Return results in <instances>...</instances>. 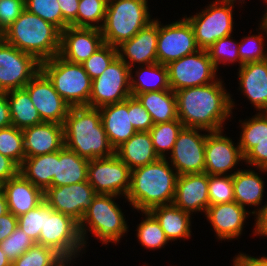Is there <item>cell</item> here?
Returning a JSON list of instances; mask_svg holds the SVG:
<instances>
[{
	"instance_id": "obj_34",
	"label": "cell",
	"mask_w": 267,
	"mask_h": 266,
	"mask_svg": "<svg viewBox=\"0 0 267 266\" xmlns=\"http://www.w3.org/2000/svg\"><path fill=\"white\" fill-rule=\"evenodd\" d=\"M12 125L24 129L42 123L38 110L25 88L7 91Z\"/></svg>"
},
{
	"instance_id": "obj_52",
	"label": "cell",
	"mask_w": 267,
	"mask_h": 266,
	"mask_svg": "<svg viewBox=\"0 0 267 266\" xmlns=\"http://www.w3.org/2000/svg\"><path fill=\"white\" fill-rule=\"evenodd\" d=\"M19 173V166L9 157L0 154V185Z\"/></svg>"
},
{
	"instance_id": "obj_41",
	"label": "cell",
	"mask_w": 267,
	"mask_h": 266,
	"mask_svg": "<svg viewBox=\"0 0 267 266\" xmlns=\"http://www.w3.org/2000/svg\"><path fill=\"white\" fill-rule=\"evenodd\" d=\"M233 174L208 175L209 206L234 201Z\"/></svg>"
},
{
	"instance_id": "obj_8",
	"label": "cell",
	"mask_w": 267,
	"mask_h": 266,
	"mask_svg": "<svg viewBox=\"0 0 267 266\" xmlns=\"http://www.w3.org/2000/svg\"><path fill=\"white\" fill-rule=\"evenodd\" d=\"M39 245L55 250L62 257L76 258L86 247L80 236L79 223L72 217L55 211L45 201L44 230L40 231Z\"/></svg>"
},
{
	"instance_id": "obj_28",
	"label": "cell",
	"mask_w": 267,
	"mask_h": 266,
	"mask_svg": "<svg viewBox=\"0 0 267 266\" xmlns=\"http://www.w3.org/2000/svg\"><path fill=\"white\" fill-rule=\"evenodd\" d=\"M89 160L65 146L58 151L52 186H64L87 181Z\"/></svg>"
},
{
	"instance_id": "obj_25",
	"label": "cell",
	"mask_w": 267,
	"mask_h": 266,
	"mask_svg": "<svg viewBox=\"0 0 267 266\" xmlns=\"http://www.w3.org/2000/svg\"><path fill=\"white\" fill-rule=\"evenodd\" d=\"M239 90L257 111L267 112V59L239 67Z\"/></svg>"
},
{
	"instance_id": "obj_11",
	"label": "cell",
	"mask_w": 267,
	"mask_h": 266,
	"mask_svg": "<svg viewBox=\"0 0 267 266\" xmlns=\"http://www.w3.org/2000/svg\"><path fill=\"white\" fill-rule=\"evenodd\" d=\"M167 68L169 85L173 92L218 80L217 69L204 49L170 62Z\"/></svg>"
},
{
	"instance_id": "obj_43",
	"label": "cell",
	"mask_w": 267,
	"mask_h": 266,
	"mask_svg": "<svg viewBox=\"0 0 267 266\" xmlns=\"http://www.w3.org/2000/svg\"><path fill=\"white\" fill-rule=\"evenodd\" d=\"M231 35L223 37L212 44L206 51L208 52L209 58L213 62L216 69L219 64L225 65V63L238 62L241 67V60L238 53V42L232 40Z\"/></svg>"
},
{
	"instance_id": "obj_56",
	"label": "cell",
	"mask_w": 267,
	"mask_h": 266,
	"mask_svg": "<svg viewBox=\"0 0 267 266\" xmlns=\"http://www.w3.org/2000/svg\"><path fill=\"white\" fill-rule=\"evenodd\" d=\"M233 266H267V256L256 258L239 253L233 260Z\"/></svg>"
},
{
	"instance_id": "obj_24",
	"label": "cell",
	"mask_w": 267,
	"mask_h": 266,
	"mask_svg": "<svg viewBox=\"0 0 267 266\" xmlns=\"http://www.w3.org/2000/svg\"><path fill=\"white\" fill-rule=\"evenodd\" d=\"M8 211L19 217L44 201V191L33 185L20 172L1 185Z\"/></svg>"
},
{
	"instance_id": "obj_31",
	"label": "cell",
	"mask_w": 267,
	"mask_h": 266,
	"mask_svg": "<svg viewBox=\"0 0 267 266\" xmlns=\"http://www.w3.org/2000/svg\"><path fill=\"white\" fill-rule=\"evenodd\" d=\"M58 151L44 155L24 158L19 172L33 185L43 191L52 187V180L55 176Z\"/></svg>"
},
{
	"instance_id": "obj_36",
	"label": "cell",
	"mask_w": 267,
	"mask_h": 266,
	"mask_svg": "<svg viewBox=\"0 0 267 266\" xmlns=\"http://www.w3.org/2000/svg\"><path fill=\"white\" fill-rule=\"evenodd\" d=\"M183 127L184 125L178 119L153 125L149 133L159 158H166L165 152L167 151L172 152L178 134Z\"/></svg>"
},
{
	"instance_id": "obj_20",
	"label": "cell",
	"mask_w": 267,
	"mask_h": 266,
	"mask_svg": "<svg viewBox=\"0 0 267 266\" xmlns=\"http://www.w3.org/2000/svg\"><path fill=\"white\" fill-rule=\"evenodd\" d=\"M157 39L158 18L117 47L118 56L128 65L130 72L136 63L145 66L157 63Z\"/></svg>"
},
{
	"instance_id": "obj_44",
	"label": "cell",
	"mask_w": 267,
	"mask_h": 266,
	"mask_svg": "<svg viewBox=\"0 0 267 266\" xmlns=\"http://www.w3.org/2000/svg\"><path fill=\"white\" fill-rule=\"evenodd\" d=\"M118 56V50L108 44H104L87 60L82 63L84 70L93 80L100 76L108 67V65Z\"/></svg>"
},
{
	"instance_id": "obj_6",
	"label": "cell",
	"mask_w": 267,
	"mask_h": 266,
	"mask_svg": "<svg viewBox=\"0 0 267 266\" xmlns=\"http://www.w3.org/2000/svg\"><path fill=\"white\" fill-rule=\"evenodd\" d=\"M117 195L97 194L79 223V232L84 246L88 231L102 244L118 243L128 231L125 215L114 201ZM114 198V199H113ZM89 229V230H88Z\"/></svg>"
},
{
	"instance_id": "obj_51",
	"label": "cell",
	"mask_w": 267,
	"mask_h": 266,
	"mask_svg": "<svg viewBox=\"0 0 267 266\" xmlns=\"http://www.w3.org/2000/svg\"><path fill=\"white\" fill-rule=\"evenodd\" d=\"M64 21L73 27H77V12L80 0H57Z\"/></svg>"
},
{
	"instance_id": "obj_26",
	"label": "cell",
	"mask_w": 267,
	"mask_h": 266,
	"mask_svg": "<svg viewBox=\"0 0 267 266\" xmlns=\"http://www.w3.org/2000/svg\"><path fill=\"white\" fill-rule=\"evenodd\" d=\"M99 111L104 130L114 150L137 132L128 113V98L122 102L102 106Z\"/></svg>"
},
{
	"instance_id": "obj_50",
	"label": "cell",
	"mask_w": 267,
	"mask_h": 266,
	"mask_svg": "<svg viewBox=\"0 0 267 266\" xmlns=\"http://www.w3.org/2000/svg\"><path fill=\"white\" fill-rule=\"evenodd\" d=\"M246 164L255 166L262 172H267V141L260 142L252 148L245 156Z\"/></svg>"
},
{
	"instance_id": "obj_18",
	"label": "cell",
	"mask_w": 267,
	"mask_h": 266,
	"mask_svg": "<svg viewBox=\"0 0 267 266\" xmlns=\"http://www.w3.org/2000/svg\"><path fill=\"white\" fill-rule=\"evenodd\" d=\"M104 44L101 29L68 26L61 31L59 56L82 64Z\"/></svg>"
},
{
	"instance_id": "obj_47",
	"label": "cell",
	"mask_w": 267,
	"mask_h": 266,
	"mask_svg": "<svg viewBox=\"0 0 267 266\" xmlns=\"http://www.w3.org/2000/svg\"><path fill=\"white\" fill-rule=\"evenodd\" d=\"M17 218L18 227L28 234L36 244H39L40 231L44 230V201Z\"/></svg>"
},
{
	"instance_id": "obj_16",
	"label": "cell",
	"mask_w": 267,
	"mask_h": 266,
	"mask_svg": "<svg viewBox=\"0 0 267 266\" xmlns=\"http://www.w3.org/2000/svg\"><path fill=\"white\" fill-rule=\"evenodd\" d=\"M96 195L93 186L85 181L49 187L44 191V201L55 211L66 214L80 223Z\"/></svg>"
},
{
	"instance_id": "obj_57",
	"label": "cell",
	"mask_w": 267,
	"mask_h": 266,
	"mask_svg": "<svg viewBox=\"0 0 267 266\" xmlns=\"http://www.w3.org/2000/svg\"><path fill=\"white\" fill-rule=\"evenodd\" d=\"M8 205L4 192L0 188V217L8 213Z\"/></svg>"
},
{
	"instance_id": "obj_2",
	"label": "cell",
	"mask_w": 267,
	"mask_h": 266,
	"mask_svg": "<svg viewBox=\"0 0 267 266\" xmlns=\"http://www.w3.org/2000/svg\"><path fill=\"white\" fill-rule=\"evenodd\" d=\"M166 158H159L131 171L126 199L141 212L173 204L178 173Z\"/></svg>"
},
{
	"instance_id": "obj_39",
	"label": "cell",
	"mask_w": 267,
	"mask_h": 266,
	"mask_svg": "<svg viewBox=\"0 0 267 266\" xmlns=\"http://www.w3.org/2000/svg\"><path fill=\"white\" fill-rule=\"evenodd\" d=\"M146 218L142 220L137 227V238L142 246L149 249H160L166 245L169 240L160 227L157 219L149 212H142Z\"/></svg>"
},
{
	"instance_id": "obj_53",
	"label": "cell",
	"mask_w": 267,
	"mask_h": 266,
	"mask_svg": "<svg viewBox=\"0 0 267 266\" xmlns=\"http://www.w3.org/2000/svg\"><path fill=\"white\" fill-rule=\"evenodd\" d=\"M18 226V218L11 212L0 217V243L6 239Z\"/></svg>"
},
{
	"instance_id": "obj_27",
	"label": "cell",
	"mask_w": 267,
	"mask_h": 266,
	"mask_svg": "<svg viewBox=\"0 0 267 266\" xmlns=\"http://www.w3.org/2000/svg\"><path fill=\"white\" fill-rule=\"evenodd\" d=\"M115 155L131 171L159 159L149 132H136L128 141L115 149Z\"/></svg>"
},
{
	"instance_id": "obj_5",
	"label": "cell",
	"mask_w": 267,
	"mask_h": 266,
	"mask_svg": "<svg viewBox=\"0 0 267 266\" xmlns=\"http://www.w3.org/2000/svg\"><path fill=\"white\" fill-rule=\"evenodd\" d=\"M148 0H108L101 33L104 43L118 47L149 25Z\"/></svg>"
},
{
	"instance_id": "obj_54",
	"label": "cell",
	"mask_w": 267,
	"mask_h": 266,
	"mask_svg": "<svg viewBox=\"0 0 267 266\" xmlns=\"http://www.w3.org/2000/svg\"><path fill=\"white\" fill-rule=\"evenodd\" d=\"M252 211V214H256L255 229L253 234L267 237V202L261 208Z\"/></svg>"
},
{
	"instance_id": "obj_15",
	"label": "cell",
	"mask_w": 267,
	"mask_h": 266,
	"mask_svg": "<svg viewBox=\"0 0 267 266\" xmlns=\"http://www.w3.org/2000/svg\"><path fill=\"white\" fill-rule=\"evenodd\" d=\"M201 130V131H200ZM200 128L183 127L170 153L171 167L178 175L205 172V144L207 134Z\"/></svg>"
},
{
	"instance_id": "obj_3",
	"label": "cell",
	"mask_w": 267,
	"mask_h": 266,
	"mask_svg": "<svg viewBox=\"0 0 267 266\" xmlns=\"http://www.w3.org/2000/svg\"><path fill=\"white\" fill-rule=\"evenodd\" d=\"M63 127L65 147L80 157L93 160L115 154L104 130L99 108L71 107Z\"/></svg>"
},
{
	"instance_id": "obj_1",
	"label": "cell",
	"mask_w": 267,
	"mask_h": 266,
	"mask_svg": "<svg viewBox=\"0 0 267 266\" xmlns=\"http://www.w3.org/2000/svg\"><path fill=\"white\" fill-rule=\"evenodd\" d=\"M222 82L218 79L207 85L175 91L177 116L184 127L206 132L223 130L235 103Z\"/></svg>"
},
{
	"instance_id": "obj_13",
	"label": "cell",
	"mask_w": 267,
	"mask_h": 266,
	"mask_svg": "<svg viewBox=\"0 0 267 266\" xmlns=\"http://www.w3.org/2000/svg\"><path fill=\"white\" fill-rule=\"evenodd\" d=\"M131 170L115 154L89 160L87 181L96 194L126 195L130 188Z\"/></svg>"
},
{
	"instance_id": "obj_48",
	"label": "cell",
	"mask_w": 267,
	"mask_h": 266,
	"mask_svg": "<svg viewBox=\"0 0 267 266\" xmlns=\"http://www.w3.org/2000/svg\"><path fill=\"white\" fill-rule=\"evenodd\" d=\"M128 113L131 124L137 132H149L153 127L151 115L135 97L128 98Z\"/></svg>"
},
{
	"instance_id": "obj_49",
	"label": "cell",
	"mask_w": 267,
	"mask_h": 266,
	"mask_svg": "<svg viewBox=\"0 0 267 266\" xmlns=\"http://www.w3.org/2000/svg\"><path fill=\"white\" fill-rule=\"evenodd\" d=\"M25 9V0H0V36Z\"/></svg>"
},
{
	"instance_id": "obj_59",
	"label": "cell",
	"mask_w": 267,
	"mask_h": 266,
	"mask_svg": "<svg viewBox=\"0 0 267 266\" xmlns=\"http://www.w3.org/2000/svg\"><path fill=\"white\" fill-rule=\"evenodd\" d=\"M72 259H75V257H62L54 266H67L68 263H72Z\"/></svg>"
},
{
	"instance_id": "obj_38",
	"label": "cell",
	"mask_w": 267,
	"mask_h": 266,
	"mask_svg": "<svg viewBox=\"0 0 267 266\" xmlns=\"http://www.w3.org/2000/svg\"><path fill=\"white\" fill-rule=\"evenodd\" d=\"M0 154L9 157L19 167L25 158L22 129L11 125L0 129Z\"/></svg>"
},
{
	"instance_id": "obj_35",
	"label": "cell",
	"mask_w": 267,
	"mask_h": 266,
	"mask_svg": "<svg viewBox=\"0 0 267 266\" xmlns=\"http://www.w3.org/2000/svg\"><path fill=\"white\" fill-rule=\"evenodd\" d=\"M246 120L244 122L239 120L242 124L240 127L242 132L237 143L243 156L260 142L267 141V112H259L251 119Z\"/></svg>"
},
{
	"instance_id": "obj_9",
	"label": "cell",
	"mask_w": 267,
	"mask_h": 266,
	"mask_svg": "<svg viewBox=\"0 0 267 266\" xmlns=\"http://www.w3.org/2000/svg\"><path fill=\"white\" fill-rule=\"evenodd\" d=\"M235 0H215L202 12L185 17L191 24L200 49H208L219 39L232 35Z\"/></svg>"
},
{
	"instance_id": "obj_55",
	"label": "cell",
	"mask_w": 267,
	"mask_h": 266,
	"mask_svg": "<svg viewBox=\"0 0 267 266\" xmlns=\"http://www.w3.org/2000/svg\"><path fill=\"white\" fill-rule=\"evenodd\" d=\"M12 125L7 92L0 91V129Z\"/></svg>"
},
{
	"instance_id": "obj_30",
	"label": "cell",
	"mask_w": 267,
	"mask_h": 266,
	"mask_svg": "<svg viewBox=\"0 0 267 266\" xmlns=\"http://www.w3.org/2000/svg\"><path fill=\"white\" fill-rule=\"evenodd\" d=\"M134 97L151 115L154 124L178 119L176 96L171 89L140 93Z\"/></svg>"
},
{
	"instance_id": "obj_37",
	"label": "cell",
	"mask_w": 267,
	"mask_h": 266,
	"mask_svg": "<svg viewBox=\"0 0 267 266\" xmlns=\"http://www.w3.org/2000/svg\"><path fill=\"white\" fill-rule=\"evenodd\" d=\"M107 5L108 0H80L77 27L101 29L104 24Z\"/></svg>"
},
{
	"instance_id": "obj_42",
	"label": "cell",
	"mask_w": 267,
	"mask_h": 266,
	"mask_svg": "<svg viewBox=\"0 0 267 266\" xmlns=\"http://www.w3.org/2000/svg\"><path fill=\"white\" fill-rule=\"evenodd\" d=\"M61 258L55 250L35 244L16 259L12 266H54Z\"/></svg>"
},
{
	"instance_id": "obj_4",
	"label": "cell",
	"mask_w": 267,
	"mask_h": 266,
	"mask_svg": "<svg viewBox=\"0 0 267 266\" xmlns=\"http://www.w3.org/2000/svg\"><path fill=\"white\" fill-rule=\"evenodd\" d=\"M1 37L22 52L33 55L39 62L59 55L61 31L27 9Z\"/></svg>"
},
{
	"instance_id": "obj_46",
	"label": "cell",
	"mask_w": 267,
	"mask_h": 266,
	"mask_svg": "<svg viewBox=\"0 0 267 266\" xmlns=\"http://www.w3.org/2000/svg\"><path fill=\"white\" fill-rule=\"evenodd\" d=\"M36 243L20 227L16 229L1 243V249L6 253L8 259L13 263L24 252Z\"/></svg>"
},
{
	"instance_id": "obj_60",
	"label": "cell",
	"mask_w": 267,
	"mask_h": 266,
	"mask_svg": "<svg viewBox=\"0 0 267 266\" xmlns=\"http://www.w3.org/2000/svg\"><path fill=\"white\" fill-rule=\"evenodd\" d=\"M260 27L263 28L264 32H265V36H267V13L264 14L261 22H260Z\"/></svg>"
},
{
	"instance_id": "obj_12",
	"label": "cell",
	"mask_w": 267,
	"mask_h": 266,
	"mask_svg": "<svg viewBox=\"0 0 267 266\" xmlns=\"http://www.w3.org/2000/svg\"><path fill=\"white\" fill-rule=\"evenodd\" d=\"M40 71V62L31 54L8 44L0 36V91L24 86Z\"/></svg>"
},
{
	"instance_id": "obj_22",
	"label": "cell",
	"mask_w": 267,
	"mask_h": 266,
	"mask_svg": "<svg viewBox=\"0 0 267 266\" xmlns=\"http://www.w3.org/2000/svg\"><path fill=\"white\" fill-rule=\"evenodd\" d=\"M25 158L60 151L64 146V127L53 122L22 129Z\"/></svg>"
},
{
	"instance_id": "obj_7",
	"label": "cell",
	"mask_w": 267,
	"mask_h": 266,
	"mask_svg": "<svg viewBox=\"0 0 267 266\" xmlns=\"http://www.w3.org/2000/svg\"><path fill=\"white\" fill-rule=\"evenodd\" d=\"M40 70L48 77L54 89L70 107L88 105L92 79L82 64L68 62L56 55L40 62Z\"/></svg>"
},
{
	"instance_id": "obj_23",
	"label": "cell",
	"mask_w": 267,
	"mask_h": 266,
	"mask_svg": "<svg viewBox=\"0 0 267 266\" xmlns=\"http://www.w3.org/2000/svg\"><path fill=\"white\" fill-rule=\"evenodd\" d=\"M236 201L209 206L205 216L211 223L218 239L231 240L238 238L243 231L245 219L251 212Z\"/></svg>"
},
{
	"instance_id": "obj_14",
	"label": "cell",
	"mask_w": 267,
	"mask_h": 266,
	"mask_svg": "<svg viewBox=\"0 0 267 266\" xmlns=\"http://www.w3.org/2000/svg\"><path fill=\"white\" fill-rule=\"evenodd\" d=\"M198 50L200 48L196 43L193 28L186 18L183 17L168 25H161V21H158V63L168 65Z\"/></svg>"
},
{
	"instance_id": "obj_40",
	"label": "cell",
	"mask_w": 267,
	"mask_h": 266,
	"mask_svg": "<svg viewBox=\"0 0 267 266\" xmlns=\"http://www.w3.org/2000/svg\"><path fill=\"white\" fill-rule=\"evenodd\" d=\"M25 9L53 24L60 31L69 26L63 19L57 0H25Z\"/></svg>"
},
{
	"instance_id": "obj_10",
	"label": "cell",
	"mask_w": 267,
	"mask_h": 266,
	"mask_svg": "<svg viewBox=\"0 0 267 266\" xmlns=\"http://www.w3.org/2000/svg\"><path fill=\"white\" fill-rule=\"evenodd\" d=\"M131 97L130 68L117 56L98 77L92 80L88 107L100 108Z\"/></svg>"
},
{
	"instance_id": "obj_32",
	"label": "cell",
	"mask_w": 267,
	"mask_h": 266,
	"mask_svg": "<svg viewBox=\"0 0 267 266\" xmlns=\"http://www.w3.org/2000/svg\"><path fill=\"white\" fill-rule=\"evenodd\" d=\"M234 201L245 208L259 206L262 202L264 181L254 170L238 169L233 174Z\"/></svg>"
},
{
	"instance_id": "obj_21",
	"label": "cell",
	"mask_w": 267,
	"mask_h": 266,
	"mask_svg": "<svg viewBox=\"0 0 267 266\" xmlns=\"http://www.w3.org/2000/svg\"><path fill=\"white\" fill-rule=\"evenodd\" d=\"M173 204L185 212L203 211L209 207L208 174L194 173L179 175Z\"/></svg>"
},
{
	"instance_id": "obj_33",
	"label": "cell",
	"mask_w": 267,
	"mask_h": 266,
	"mask_svg": "<svg viewBox=\"0 0 267 266\" xmlns=\"http://www.w3.org/2000/svg\"><path fill=\"white\" fill-rule=\"evenodd\" d=\"M132 74L130 72L132 97L140 93L170 89L167 65H162L158 62L146 65V67L141 65L135 75L138 79L135 76L133 77Z\"/></svg>"
},
{
	"instance_id": "obj_17",
	"label": "cell",
	"mask_w": 267,
	"mask_h": 266,
	"mask_svg": "<svg viewBox=\"0 0 267 266\" xmlns=\"http://www.w3.org/2000/svg\"><path fill=\"white\" fill-rule=\"evenodd\" d=\"M43 122L63 125L70 105L54 89L52 82L40 70L25 86Z\"/></svg>"
},
{
	"instance_id": "obj_19",
	"label": "cell",
	"mask_w": 267,
	"mask_h": 266,
	"mask_svg": "<svg viewBox=\"0 0 267 266\" xmlns=\"http://www.w3.org/2000/svg\"><path fill=\"white\" fill-rule=\"evenodd\" d=\"M224 130L207 133L205 144V173L208 175H227L239 161L244 160L240 146L234 145L230 137L222 134Z\"/></svg>"
},
{
	"instance_id": "obj_45",
	"label": "cell",
	"mask_w": 267,
	"mask_h": 266,
	"mask_svg": "<svg viewBox=\"0 0 267 266\" xmlns=\"http://www.w3.org/2000/svg\"><path fill=\"white\" fill-rule=\"evenodd\" d=\"M261 34L243 37L239 42L238 53L241 60V66L250 62L263 61L267 59V50L264 49L263 36L265 32L263 28H259ZM264 32V33H263ZM265 50V51H264Z\"/></svg>"
},
{
	"instance_id": "obj_58",
	"label": "cell",
	"mask_w": 267,
	"mask_h": 266,
	"mask_svg": "<svg viewBox=\"0 0 267 266\" xmlns=\"http://www.w3.org/2000/svg\"><path fill=\"white\" fill-rule=\"evenodd\" d=\"M0 266H12L5 252L2 251L0 246Z\"/></svg>"
},
{
	"instance_id": "obj_29",
	"label": "cell",
	"mask_w": 267,
	"mask_h": 266,
	"mask_svg": "<svg viewBox=\"0 0 267 266\" xmlns=\"http://www.w3.org/2000/svg\"><path fill=\"white\" fill-rule=\"evenodd\" d=\"M149 212L157 219L169 241L190 238V213L183 211L174 204L157 206Z\"/></svg>"
}]
</instances>
